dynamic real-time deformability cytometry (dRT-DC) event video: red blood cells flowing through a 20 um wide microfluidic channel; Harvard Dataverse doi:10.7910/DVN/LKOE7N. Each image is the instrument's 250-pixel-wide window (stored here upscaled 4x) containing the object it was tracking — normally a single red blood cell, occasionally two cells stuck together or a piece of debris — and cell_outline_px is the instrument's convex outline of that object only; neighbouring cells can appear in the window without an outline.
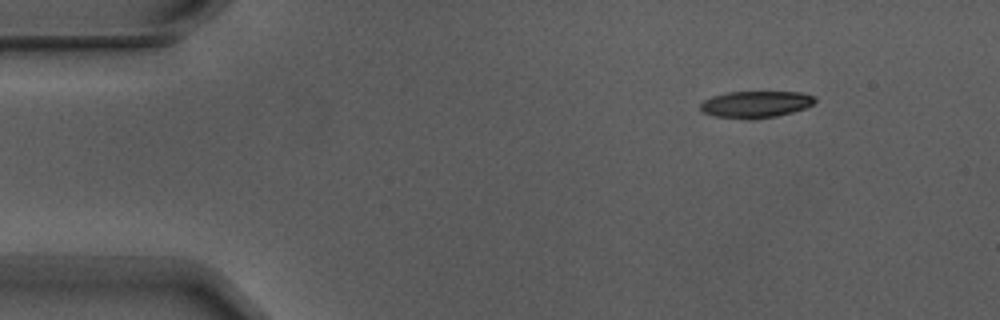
{"species": "Egyptian fruit bat (a non-hibernating species)", "species_latin": "Rousettus aegyptiacus", "temperature_condition": "warm", "stored_images_in_passage": 7, "camera_frame_rate_fps": 3000, "um_per_image_px": 0.085, "animal": {"sex": "male"}, "frame": {"image": 1, "passage_image": 1, "time_ms": 0.0, "image_size_px": [1000, 320], "cell_outline_px": [[816, 100], [812, 104], [804, 108], [792, 112], [776, 116], [752, 120], [748, 120], [712, 116], [704, 112], [700, 108], [700, 104], [704, 100], [712, 96], [728, 92], [800, 92], [816, 96]], "centroid_in_image_um": [64.22, 8.87], "position_along_channel_um": 20.8, "area_um2": 17.98}}
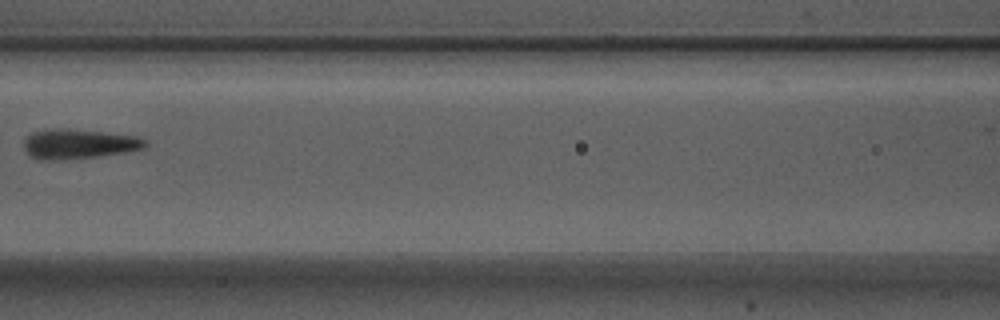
{"frame": {"image": 2, "passage_image": 6, "time_ms": 1.667, "image_size_px": [1000, 320], "cell_outline_px": [[148, 144], [144, 148], [124, 152], [96, 156], [60, 160], [40, 160], [32, 156], [24, 148], [24, 140], [32, 132], [52, 128], [64, 128], [136, 136], [144, 140]], "centroid_in_image_um": [6.65, 12.23], "position_along_channel_um": 159.9, "area_um2": 20.69}}
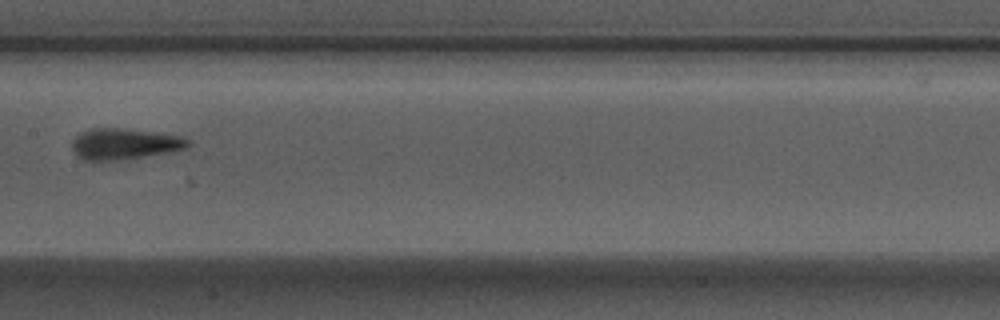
{"frame": {"image": 3, "passage_image": 7, "time_ms": 2.0, "image_size_px": [1000, 320], "cell_outline_px": [[192, 144], [188, 148], [168, 152], [144, 156], [116, 160], [88, 160], [80, 156], [72, 148], [72, 140], [80, 132], [88, 128], [120, 128], [152, 132], [180, 136], [188, 140]], "centroid_in_image_um": [10.58, 12.21], "position_along_channel_um": 196.8, "area_um2": 20.63}}